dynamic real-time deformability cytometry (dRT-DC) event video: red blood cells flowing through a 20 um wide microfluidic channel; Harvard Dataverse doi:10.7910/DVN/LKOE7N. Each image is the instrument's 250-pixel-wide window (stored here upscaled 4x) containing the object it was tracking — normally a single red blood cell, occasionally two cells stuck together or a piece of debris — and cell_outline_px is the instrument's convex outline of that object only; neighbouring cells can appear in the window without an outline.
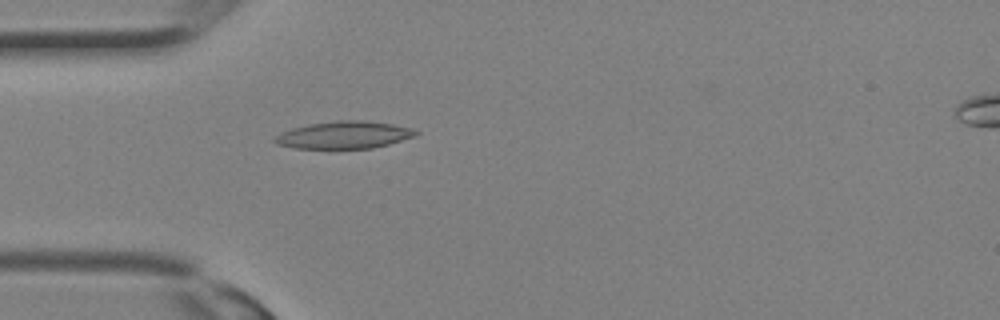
{"species": "Egyptian fruit bat (a non-hibernating species)", "species_latin": "Rousettus aegyptiacus", "temperature_condition": "room temperature", "stored_images_in_passage": 32, "camera_frame_rate_fps": 3000, "um_per_image_px": 0.085, "animal": {"sex": "female"}, "frame": {"image": 1, "passage_image": 10, "time_ms": 3.0, "image_size_px": [1000, 320], "cell_outline_px": [[420, 132], [416, 136], [388, 144], [372, 148], [296, 148], [276, 144], [272, 140], [280, 132], [292, 128], [308, 124], [336, 120], [364, 120], [392, 124], [416, 128]], "centroid_in_image_um": [29.27, 11.46], "position_along_channel_um": 55.7, "area_um2": 22.6}}
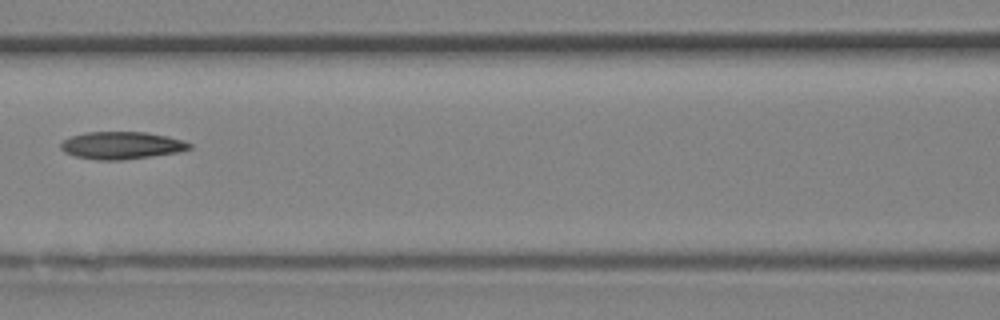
{"frame": {"image": 2, "passage_image": 15, "time_ms": 4.667, "image_size_px": [1000, 320], "cell_outline_px": [[192, 148], [180, 152], [120, 160], [96, 160], [76, 156], [64, 152], [60, 148], [60, 144], [64, 140], [72, 136], [84, 132], [144, 132], [168, 136], [184, 140], [192, 144]], "centroid_in_image_um": [10.35, 12.35], "position_along_channel_um": 156.2, "area_um2": 20.58}}
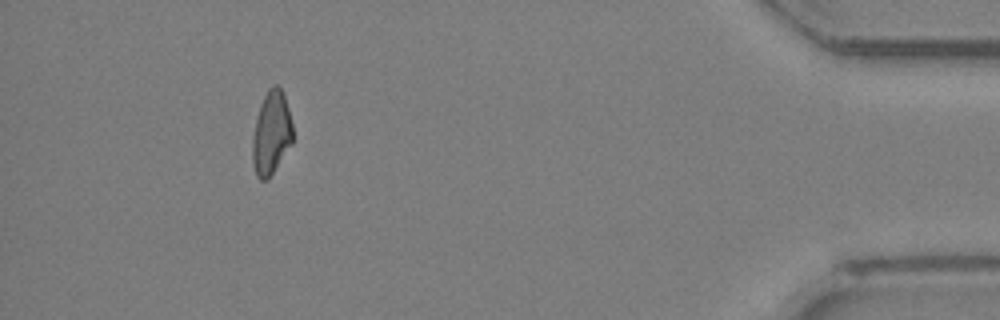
{"frame": {"image": 3, "passage_image": 30, "time_ms": 9.667, "image_size_px": [1000, 320], "cell_outline_px": [[292, 144], [272, 172], [264, 180], [260, 180], [256, 176], [252, 164], [252, 140], [256, 120], [260, 104], [268, 88], [272, 84], [276, 84], [280, 88], [284, 96], [288, 108], [292, 124]], "centroid_in_image_um": [23.05, 11.29], "position_along_channel_um": 412.2, "area_um2": 19.36}}